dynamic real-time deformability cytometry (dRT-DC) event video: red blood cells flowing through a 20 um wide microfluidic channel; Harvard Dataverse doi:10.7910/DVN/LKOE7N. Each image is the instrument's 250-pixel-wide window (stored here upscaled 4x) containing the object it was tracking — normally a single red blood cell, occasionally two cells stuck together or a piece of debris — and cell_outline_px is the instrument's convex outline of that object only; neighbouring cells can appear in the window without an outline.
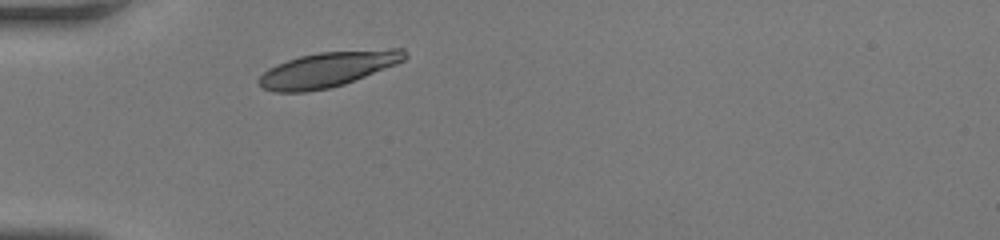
{"species": "human", "species_latin": "Homo sapiens", "temperature_condition": "room temperature", "stored_images_in_passage": 30, "camera_frame_rate_fps": 3000, "um_per_image_px": 0.085, "donor": {"sex": "female"}, "frame": {"image": 1, "passage_image": 1, "time_ms": 0.0, "image_size_px": [1000, 240], "cell_outline_px": [[408, 56], [404, 60], [396, 64], [344, 84], [328, 88], [304, 92], [272, 92], [264, 88], [256, 80], [268, 68], [276, 64], [300, 56], [320, 52], [392, 48], [404, 48], [408, 52]], "centroid_in_image_um": [27.88, 5.88], "position_along_channel_um": 57.1, "area_um2": 29.88}}
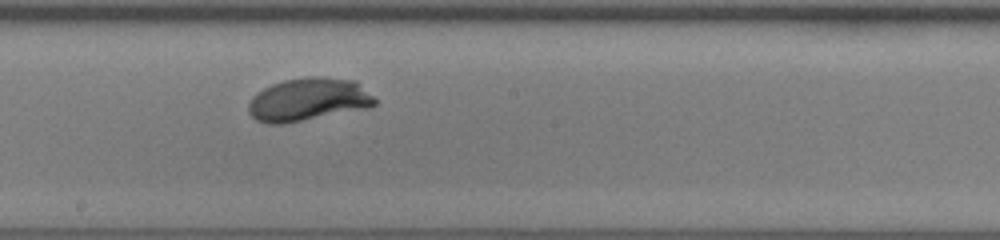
{"frame": {"image": 2, "passage_image": 15, "time_ms": 4.667, "image_size_px": [1000, 240], "cell_outline_px": [[376, 104], [368, 108], [284, 124], [268, 124], [256, 120], [248, 112], [248, 104], [252, 96], [256, 92], [272, 84], [284, 80], [304, 76], [324, 76], [356, 80], [376, 100]], "centroid_in_image_um": [26.19, 8.45], "position_along_channel_um": 222.0, "area_um2": 31.96}}
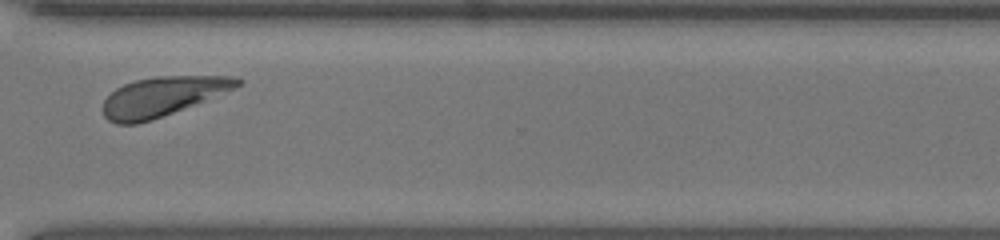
{"frame": {"image": 3, "passage_image": 25, "time_ms": 8.0, "image_size_px": [1000, 240], "cell_outline_px": [[244, 80], [236, 88], [152, 120], [136, 124], [116, 124], [108, 120], [104, 116], [100, 108], [104, 100], [116, 88], [124, 84], [136, 80], [156, 76], [232, 76]], "centroid_in_image_um": [13.77, 8.2], "position_along_channel_um": 356.8, "area_um2": 30.69}, "authors_computed_cell_mechanics": {"area_um2": 30.6629, "velocity_mm_per_s": 3.8457, "shape_relaxation_time_tau1_ms": 2.5032, "shape_relaxation_time_tau2_ms": null, "deformation_change_tau1": 0.1817, "deformation_change_tau2": null}}